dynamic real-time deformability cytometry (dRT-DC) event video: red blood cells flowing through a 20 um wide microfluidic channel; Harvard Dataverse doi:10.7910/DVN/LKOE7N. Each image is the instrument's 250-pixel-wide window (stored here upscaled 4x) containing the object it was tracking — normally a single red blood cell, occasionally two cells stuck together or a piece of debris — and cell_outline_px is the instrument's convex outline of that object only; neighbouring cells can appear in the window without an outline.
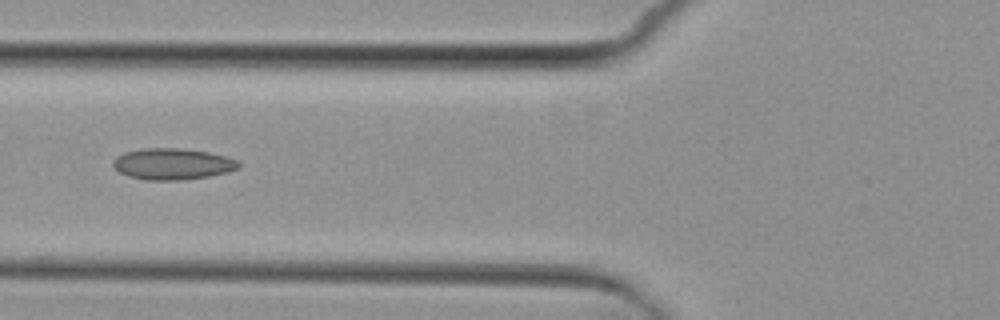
{"species": "common noctule bat (a hibernating species)", "species_latin": "Nyctalus noctula", "temperature_condition": "cold", "stored_images_in_passage": 7, "camera_frame_rate_fps": 3000, "um_per_image_px": 0.085, "animal": {"sex": "female", "body_mass_g": 29.2, "forearm_length_mm": 56.3}, "frame": {"image": 1, "passage_image": 7, "time_ms": 7.0, "image_size_px": [1000, 320], "cell_outline_px": [[240, 168], [228, 172], [208, 176], [176, 180], [144, 180], [120, 172], [112, 164], [112, 160], [116, 156], [124, 152], [144, 148], [180, 148], [208, 152], [224, 156], [236, 160], [240, 164]], "centroid_in_image_um": [14.65, 13.93], "position_along_channel_um": 111.1, "area_um2": 22.72}}